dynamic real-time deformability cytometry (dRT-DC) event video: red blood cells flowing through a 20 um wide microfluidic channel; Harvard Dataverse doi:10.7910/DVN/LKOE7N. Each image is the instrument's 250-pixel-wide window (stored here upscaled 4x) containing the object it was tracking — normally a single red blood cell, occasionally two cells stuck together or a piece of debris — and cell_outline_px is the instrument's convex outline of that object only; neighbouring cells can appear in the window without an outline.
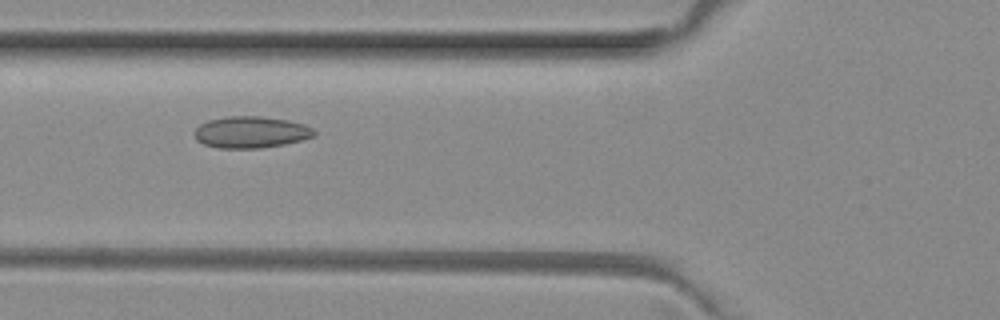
{"species": "common noctule bat (a hibernating species)", "species_latin": "Nyctalus noctula", "temperature_condition": "room temperature", "stored_images_in_passage": 6, "camera_frame_rate_fps": 3000, "um_per_image_px": 0.085, "animal": {"sex": "female", "body_mass_g": 29.2, "forearm_length_mm": 56.3}, "frame": {"image": 1, "passage_image": 4, "time_ms": 1.0, "image_size_px": [1000, 320], "cell_outline_px": [[316, 136], [284, 144], [260, 148], [220, 148], [204, 144], [196, 140], [192, 132], [200, 124], [208, 120], [228, 116], [260, 116], [288, 120], [304, 124], [312, 128], [316, 132]], "centroid_in_image_um": [21.31, 11.23], "position_along_channel_um": 104.5, "area_um2": 22.14}}
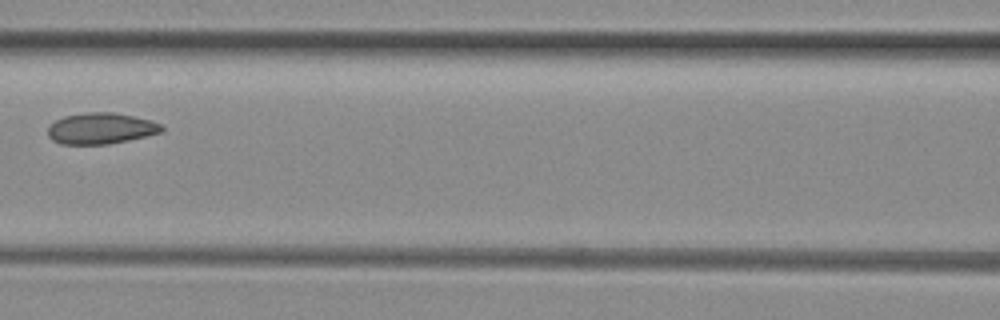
{"frame": {"image": 2, "passage_image": 5, "time_ms": 1.333, "image_size_px": [1000, 320], "cell_outline_px": [[164, 128], [160, 132], [128, 140], [108, 144], [60, 144], [52, 140], [48, 136], [48, 128], [56, 120], [64, 116], [88, 112], [112, 112], [152, 120], [160, 124]], "centroid_in_image_um": [8.55, 10.91], "position_along_channel_um": 158.0, "area_um2": 20.46}}
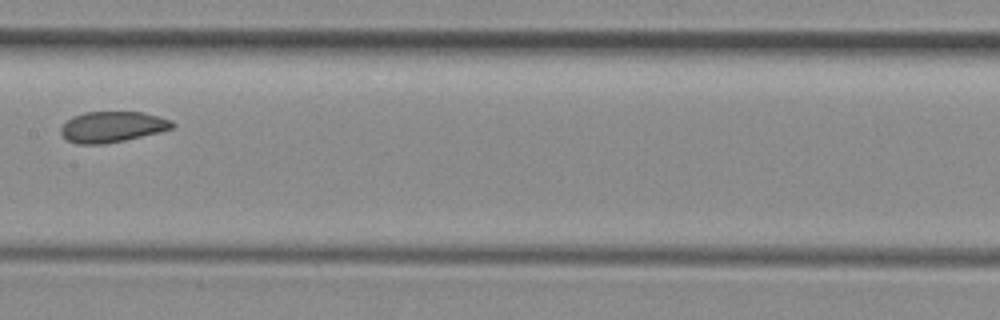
{"frame": {"image": 3, "passage_image": 6, "time_ms": 1.667, "image_size_px": [1000, 320], "cell_outline_px": [[176, 124], [172, 128], [124, 140], [104, 144], [76, 144], [68, 140], [60, 132], [60, 128], [72, 116], [84, 112], [144, 112], [172, 120]], "centroid_in_image_um": [9.52, 10.77], "position_along_channel_um": 197.9, "area_um2": 19.83}}